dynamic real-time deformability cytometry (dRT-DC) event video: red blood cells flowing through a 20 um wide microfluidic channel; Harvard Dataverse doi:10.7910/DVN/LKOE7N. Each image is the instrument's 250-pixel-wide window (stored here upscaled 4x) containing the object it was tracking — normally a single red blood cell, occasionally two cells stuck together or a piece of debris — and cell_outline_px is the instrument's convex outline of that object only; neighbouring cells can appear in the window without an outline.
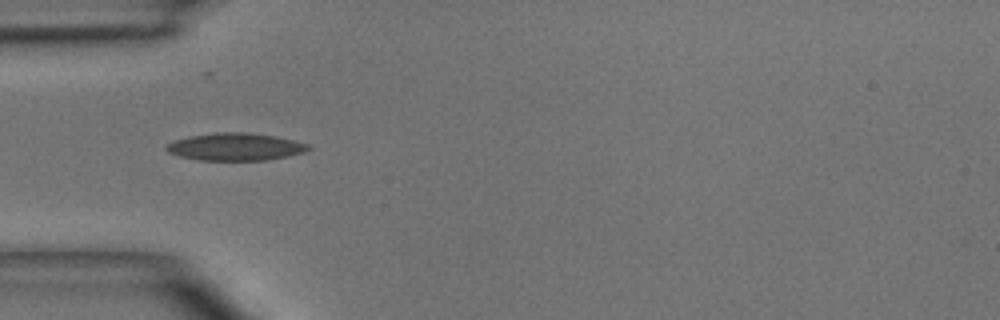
{"species": "common noctule bat (a hibernating species)", "species_latin": "Nyctalus noctula", "temperature_condition": "room temperature", "stored_images_in_passage": 3, "camera_frame_rate_fps": 3000, "um_per_image_px": 0.085, "animal": {"sex": "male", "body_mass_g": 15.6}, "frame": {"image": 1, "passage_image": 2, "time_ms": 1.333, "image_size_px": [1000, 320], "cell_outline_px": [[312, 148], [304, 152], [288, 156], [268, 160], [200, 160], [180, 156], [168, 152], [164, 148], [168, 144], [176, 140], [192, 136], [216, 132], [248, 132], [276, 136], [308, 144]], "centroid_in_image_um": [20.04, 12.48], "position_along_channel_um": 65.0, "area_um2": 22.6}}
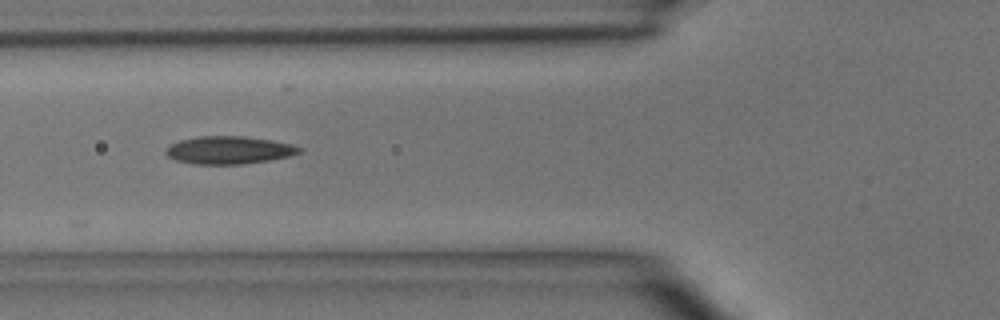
{"frame": {"image": 2, "passage_image": 3, "time_ms": 2.333, "image_size_px": [1000, 320], "cell_outline_px": [[304, 148], [300, 152], [288, 156], [268, 160], [244, 164], [196, 164], [176, 160], [168, 156], [164, 152], [164, 148], [180, 140], [196, 136], [244, 136], [272, 140], [292, 144]], "centroid_in_image_um": [19.45, 12.75], "position_along_channel_um": 106.4, "area_um2": 21.62}}